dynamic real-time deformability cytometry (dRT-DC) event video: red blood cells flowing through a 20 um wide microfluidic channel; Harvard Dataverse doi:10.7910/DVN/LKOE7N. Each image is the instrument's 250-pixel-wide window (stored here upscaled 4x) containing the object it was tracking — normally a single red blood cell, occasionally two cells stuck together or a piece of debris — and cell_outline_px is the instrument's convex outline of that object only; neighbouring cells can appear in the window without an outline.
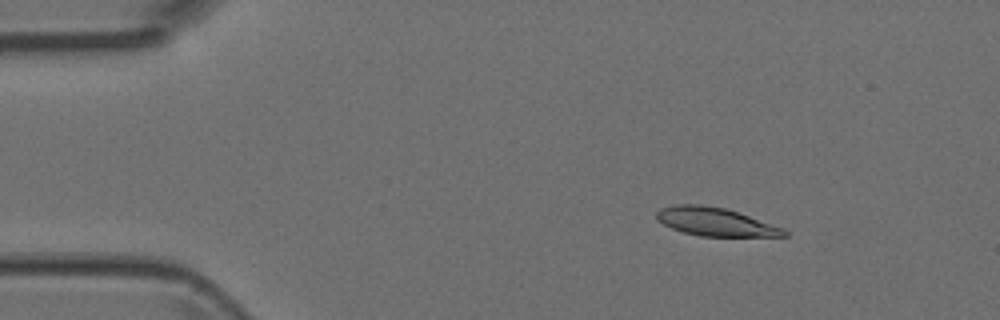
{"species": "Egyptian fruit bat (a non-hibernating species)", "species_latin": "Rousettus aegyptiacus", "temperature_condition": "room temperature", "stored_images_in_passage": 5, "camera_frame_rate_fps": 3000, "um_per_image_px": 0.085, "animal": {"sex": "female"}, "frame": {"image": 1, "passage_image": 3, "time_ms": 0.667, "image_size_px": [1000, 320], "cell_outline_px": [[788, 236], [700, 236], [684, 232], [672, 228], [656, 220], [656, 212], [660, 208], [672, 204], [700, 204], [724, 208], [784, 228], [788, 232]], "centroid_in_image_um": [60.76, 18.85], "position_along_channel_um": 24.2, "area_um2": 20.87}}